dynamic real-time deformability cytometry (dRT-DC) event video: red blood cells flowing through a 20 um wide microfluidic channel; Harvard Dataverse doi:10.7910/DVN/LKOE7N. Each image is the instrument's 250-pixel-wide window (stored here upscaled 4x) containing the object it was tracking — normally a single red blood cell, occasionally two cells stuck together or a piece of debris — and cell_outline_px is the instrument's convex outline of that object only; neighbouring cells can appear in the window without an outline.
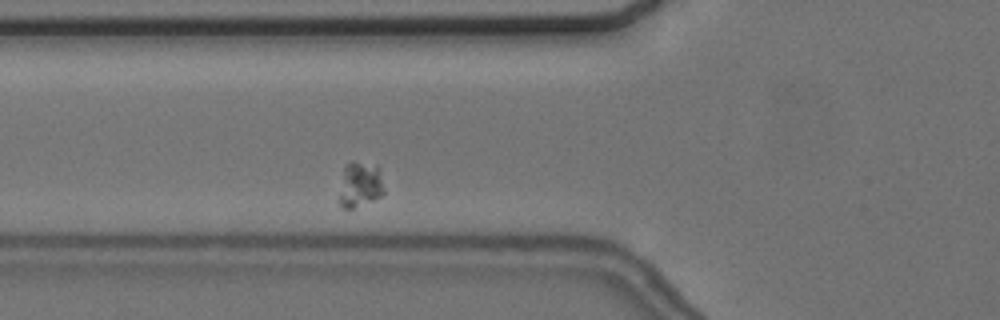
{"species": "common noctule bat (a hibernating species)", "species_latin": "Nyctalus noctula", "temperature_condition": "cold", "stored_images_in_passage": 46, "camera_frame_rate_fps": 3000, "um_per_image_px": 0.085, "animal": {"sex": "female", "body_mass_g": 24.6, "forearm_length_mm": 56.2}, "frame": {"image": 1, "passage_image": 7, "time_ms": 2.0, "image_size_px": [1000, 320], "cell_outline_px": [[384, 192], [380, 196], [372, 200], [352, 208], [344, 208], [340, 204], [340, 196], [344, 168], [352, 160], [376, 164], [380, 168]], "centroid_in_image_um": [30.64, 15.64], "position_along_channel_um": 95.2, "area_um2": 11.68}}
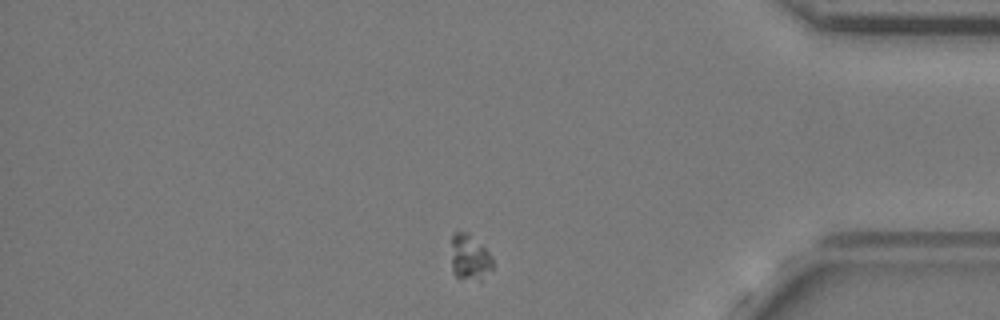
{"frame": {"image": 2, "passage_image": 37, "time_ms": 12.0, "image_size_px": [1000, 320], "cell_outline_px": [[492, 268], [480, 280], [460, 280], [452, 272], [452, 236], [456, 232], [468, 232], [492, 256]], "centroid_in_image_um": [39.9, 21.91], "position_along_channel_um": 395.3, "area_um2": 10.98}}
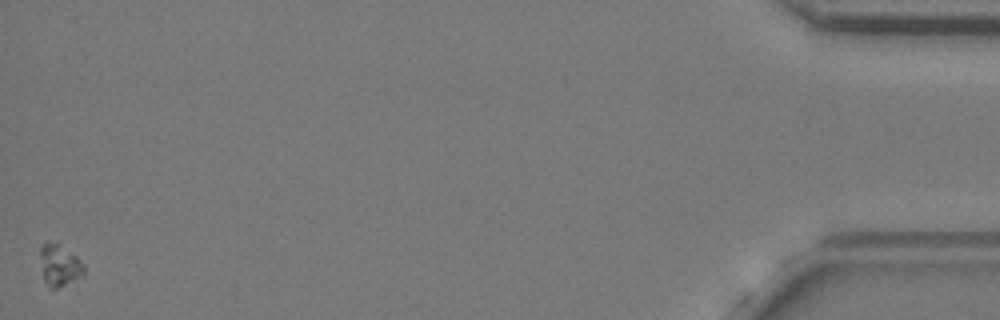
{"frame": {"image": 3, "passage_image": 46, "time_ms": 15.0, "image_size_px": [1000, 320], "cell_outline_px": [[84, 276], [56, 288], [48, 288], [44, 280], [40, 256], [40, 248], [44, 244], [60, 244], [76, 256], [84, 264]], "centroid_in_image_um": [5.08, 22.58], "position_along_channel_um": 430.1, "area_um2": 10.4}}